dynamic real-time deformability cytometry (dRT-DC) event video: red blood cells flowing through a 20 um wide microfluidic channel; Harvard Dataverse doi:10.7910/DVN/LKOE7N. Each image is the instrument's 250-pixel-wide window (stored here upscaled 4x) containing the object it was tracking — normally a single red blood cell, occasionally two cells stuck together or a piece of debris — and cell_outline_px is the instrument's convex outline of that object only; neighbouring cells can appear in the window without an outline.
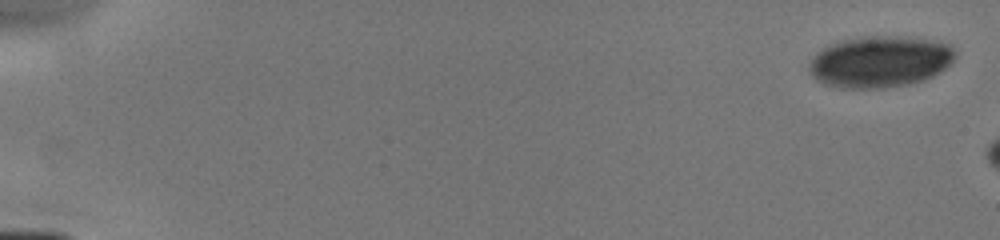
{"species": "human", "species_latin": "Homo sapiens", "temperature_condition": "cold", "stored_images_in_passage": 4, "camera_frame_rate_fps": 3000, "um_per_image_px": 0.085, "donor": {"sex": "male"}, "frame": {"image": 1, "passage_image": 1, "time_ms": 0.0, "image_size_px": [1000, 240], "cell_outline_px": [[956, 56], [944, 68], [932, 76], [924, 80], [908, 84], [880, 88], [840, 88], [828, 84], [820, 80], [812, 72], [812, 56], [816, 52], [828, 44], [836, 40], [860, 36], [900, 36], [940, 40], [952, 44], [956, 52]], "centroid_in_image_um": [74.85, 5.2], "position_along_channel_um": 10.2, "area_um2": 43.87}}